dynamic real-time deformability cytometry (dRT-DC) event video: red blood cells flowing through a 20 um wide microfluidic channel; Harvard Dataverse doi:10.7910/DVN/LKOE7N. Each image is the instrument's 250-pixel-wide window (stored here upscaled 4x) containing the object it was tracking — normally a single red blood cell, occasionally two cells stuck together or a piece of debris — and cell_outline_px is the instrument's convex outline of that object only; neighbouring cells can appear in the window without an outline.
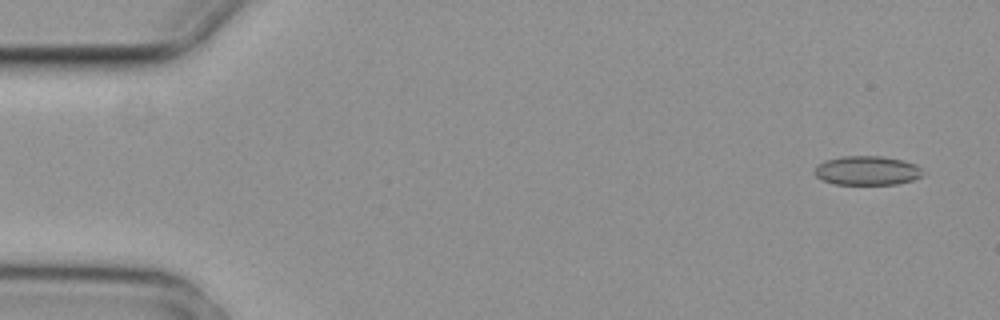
{"species": "common noctule bat (a hibernating species)", "species_latin": "Nyctalus noctula", "temperature_condition": "cold", "stored_images_in_passage": 4, "camera_frame_rate_fps": 3000, "um_per_image_px": 0.085, "animal": {"sex": "female", "body_mass_g": 29.2, "forearm_length_mm": 56.3}, "frame": {"image": 1, "passage_image": 1, "time_ms": 0.0, "image_size_px": [1000, 320], "cell_outline_px": [[920, 176], [912, 180], [896, 184], [836, 184], [824, 180], [816, 176], [816, 168], [824, 160], [840, 156], [880, 156], [904, 160], [916, 164], [920, 168]], "centroid_in_image_um": [73.7, 14.48], "position_along_channel_um": 11.3, "area_um2": 18.09}}
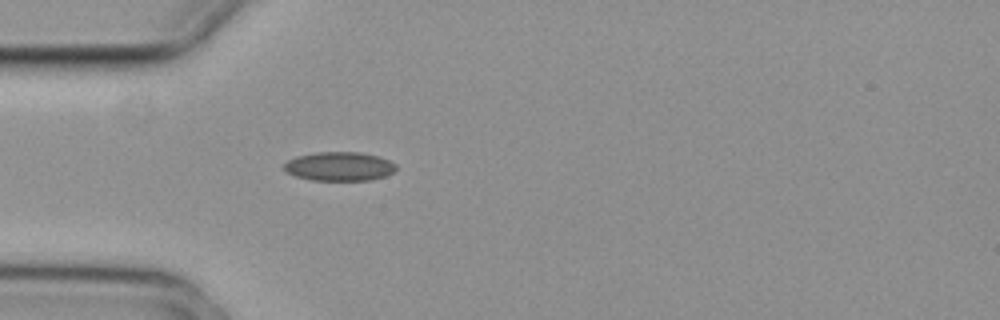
{"frame": {"image": 2, "passage_image": 4, "time_ms": 1.0, "image_size_px": [1000, 320], "cell_outline_px": [[396, 168], [392, 172], [384, 176], [368, 180], [312, 180], [296, 176], [284, 172], [284, 164], [288, 160], [296, 156], [316, 152], [360, 152], [380, 156], [396, 164]], "centroid_in_image_um": [28.82, 14.13], "position_along_channel_um": 56.2, "area_um2": 18.9}}